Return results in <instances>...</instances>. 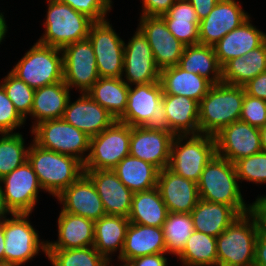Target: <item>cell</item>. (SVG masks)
Segmentation results:
<instances>
[{
	"label": "cell",
	"instance_id": "obj_40",
	"mask_svg": "<svg viewBox=\"0 0 266 266\" xmlns=\"http://www.w3.org/2000/svg\"><path fill=\"white\" fill-rule=\"evenodd\" d=\"M0 179L28 161V150L19 132L0 134Z\"/></svg>",
	"mask_w": 266,
	"mask_h": 266
},
{
	"label": "cell",
	"instance_id": "obj_47",
	"mask_svg": "<svg viewBox=\"0 0 266 266\" xmlns=\"http://www.w3.org/2000/svg\"><path fill=\"white\" fill-rule=\"evenodd\" d=\"M176 0H142L141 16H161L165 14Z\"/></svg>",
	"mask_w": 266,
	"mask_h": 266
},
{
	"label": "cell",
	"instance_id": "obj_53",
	"mask_svg": "<svg viewBox=\"0 0 266 266\" xmlns=\"http://www.w3.org/2000/svg\"><path fill=\"white\" fill-rule=\"evenodd\" d=\"M8 214L11 215L12 213L6 206L3 196L2 186L0 183V223L6 219Z\"/></svg>",
	"mask_w": 266,
	"mask_h": 266
},
{
	"label": "cell",
	"instance_id": "obj_17",
	"mask_svg": "<svg viewBox=\"0 0 266 266\" xmlns=\"http://www.w3.org/2000/svg\"><path fill=\"white\" fill-rule=\"evenodd\" d=\"M137 28L146 37L160 70L179 65L185 45L171 34L161 16H140Z\"/></svg>",
	"mask_w": 266,
	"mask_h": 266
},
{
	"label": "cell",
	"instance_id": "obj_30",
	"mask_svg": "<svg viewBox=\"0 0 266 266\" xmlns=\"http://www.w3.org/2000/svg\"><path fill=\"white\" fill-rule=\"evenodd\" d=\"M191 216L194 230L217 238L241 215L231 206L200 199Z\"/></svg>",
	"mask_w": 266,
	"mask_h": 266
},
{
	"label": "cell",
	"instance_id": "obj_32",
	"mask_svg": "<svg viewBox=\"0 0 266 266\" xmlns=\"http://www.w3.org/2000/svg\"><path fill=\"white\" fill-rule=\"evenodd\" d=\"M161 17L168 30L185 46L199 44V18L188 0H176Z\"/></svg>",
	"mask_w": 266,
	"mask_h": 266
},
{
	"label": "cell",
	"instance_id": "obj_24",
	"mask_svg": "<svg viewBox=\"0 0 266 266\" xmlns=\"http://www.w3.org/2000/svg\"><path fill=\"white\" fill-rule=\"evenodd\" d=\"M157 188L168 212L191 213L200 200L197 183L168 167L159 171Z\"/></svg>",
	"mask_w": 266,
	"mask_h": 266
},
{
	"label": "cell",
	"instance_id": "obj_25",
	"mask_svg": "<svg viewBox=\"0 0 266 266\" xmlns=\"http://www.w3.org/2000/svg\"><path fill=\"white\" fill-rule=\"evenodd\" d=\"M250 19L249 17L213 46L221 66L230 59L240 57L258 48L266 41V33L250 23Z\"/></svg>",
	"mask_w": 266,
	"mask_h": 266
},
{
	"label": "cell",
	"instance_id": "obj_6",
	"mask_svg": "<svg viewBox=\"0 0 266 266\" xmlns=\"http://www.w3.org/2000/svg\"><path fill=\"white\" fill-rule=\"evenodd\" d=\"M216 154L214 136L175 135L168 168L183 178L198 183L204 167Z\"/></svg>",
	"mask_w": 266,
	"mask_h": 266
},
{
	"label": "cell",
	"instance_id": "obj_8",
	"mask_svg": "<svg viewBox=\"0 0 266 266\" xmlns=\"http://www.w3.org/2000/svg\"><path fill=\"white\" fill-rule=\"evenodd\" d=\"M30 132L33 141L44 149L74 156L83 163L88 157L90 137L63 118L43 121Z\"/></svg>",
	"mask_w": 266,
	"mask_h": 266
},
{
	"label": "cell",
	"instance_id": "obj_41",
	"mask_svg": "<svg viewBox=\"0 0 266 266\" xmlns=\"http://www.w3.org/2000/svg\"><path fill=\"white\" fill-rule=\"evenodd\" d=\"M53 266H107L108 260L93 246L75 249H47Z\"/></svg>",
	"mask_w": 266,
	"mask_h": 266
},
{
	"label": "cell",
	"instance_id": "obj_4",
	"mask_svg": "<svg viewBox=\"0 0 266 266\" xmlns=\"http://www.w3.org/2000/svg\"><path fill=\"white\" fill-rule=\"evenodd\" d=\"M244 87L223 82L213 85L199 103L200 134L215 136L240 120Z\"/></svg>",
	"mask_w": 266,
	"mask_h": 266
},
{
	"label": "cell",
	"instance_id": "obj_20",
	"mask_svg": "<svg viewBox=\"0 0 266 266\" xmlns=\"http://www.w3.org/2000/svg\"><path fill=\"white\" fill-rule=\"evenodd\" d=\"M160 126L174 135H198L199 103L185 96L163 94Z\"/></svg>",
	"mask_w": 266,
	"mask_h": 266
},
{
	"label": "cell",
	"instance_id": "obj_52",
	"mask_svg": "<svg viewBox=\"0 0 266 266\" xmlns=\"http://www.w3.org/2000/svg\"><path fill=\"white\" fill-rule=\"evenodd\" d=\"M254 203V210L259 214L262 228L266 231V195L257 196Z\"/></svg>",
	"mask_w": 266,
	"mask_h": 266
},
{
	"label": "cell",
	"instance_id": "obj_28",
	"mask_svg": "<svg viewBox=\"0 0 266 266\" xmlns=\"http://www.w3.org/2000/svg\"><path fill=\"white\" fill-rule=\"evenodd\" d=\"M160 83L163 94L185 96L198 103L209 92L213 84L200 75L187 72L179 65L160 71Z\"/></svg>",
	"mask_w": 266,
	"mask_h": 266
},
{
	"label": "cell",
	"instance_id": "obj_45",
	"mask_svg": "<svg viewBox=\"0 0 266 266\" xmlns=\"http://www.w3.org/2000/svg\"><path fill=\"white\" fill-rule=\"evenodd\" d=\"M25 121L0 84V134L13 133L14 130L22 127Z\"/></svg>",
	"mask_w": 266,
	"mask_h": 266
},
{
	"label": "cell",
	"instance_id": "obj_38",
	"mask_svg": "<svg viewBox=\"0 0 266 266\" xmlns=\"http://www.w3.org/2000/svg\"><path fill=\"white\" fill-rule=\"evenodd\" d=\"M178 258L182 266H217L216 237L194 230Z\"/></svg>",
	"mask_w": 266,
	"mask_h": 266
},
{
	"label": "cell",
	"instance_id": "obj_43",
	"mask_svg": "<svg viewBox=\"0 0 266 266\" xmlns=\"http://www.w3.org/2000/svg\"><path fill=\"white\" fill-rule=\"evenodd\" d=\"M238 180L255 184L266 183V152L241 158L235 163Z\"/></svg>",
	"mask_w": 266,
	"mask_h": 266
},
{
	"label": "cell",
	"instance_id": "obj_27",
	"mask_svg": "<svg viewBox=\"0 0 266 266\" xmlns=\"http://www.w3.org/2000/svg\"><path fill=\"white\" fill-rule=\"evenodd\" d=\"M157 253H166L163 228L130 223L123 250L117 259L130 261L140 256Z\"/></svg>",
	"mask_w": 266,
	"mask_h": 266
},
{
	"label": "cell",
	"instance_id": "obj_14",
	"mask_svg": "<svg viewBox=\"0 0 266 266\" xmlns=\"http://www.w3.org/2000/svg\"><path fill=\"white\" fill-rule=\"evenodd\" d=\"M7 208L12 214H31L38 201L39 184L31 164L26 161L0 179Z\"/></svg>",
	"mask_w": 266,
	"mask_h": 266
},
{
	"label": "cell",
	"instance_id": "obj_37",
	"mask_svg": "<svg viewBox=\"0 0 266 266\" xmlns=\"http://www.w3.org/2000/svg\"><path fill=\"white\" fill-rule=\"evenodd\" d=\"M129 87L122 78L100 77L87 94L118 120L126 110Z\"/></svg>",
	"mask_w": 266,
	"mask_h": 266
},
{
	"label": "cell",
	"instance_id": "obj_50",
	"mask_svg": "<svg viewBox=\"0 0 266 266\" xmlns=\"http://www.w3.org/2000/svg\"><path fill=\"white\" fill-rule=\"evenodd\" d=\"M167 253H157L152 255H145L130 260L133 266H168L165 257Z\"/></svg>",
	"mask_w": 266,
	"mask_h": 266
},
{
	"label": "cell",
	"instance_id": "obj_58",
	"mask_svg": "<svg viewBox=\"0 0 266 266\" xmlns=\"http://www.w3.org/2000/svg\"><path fill=\"white\" fill-rule=\"evenodd\" d=\"M118 261L123 262V265L120 266H133V264L130 261H125V260H118ZM107 266H112V263L111 265L108 264Z\"/></svg>",
	"mask_w": 266,
	"mask_h": 266
},
{
	"label": "cell",
	"instance_id": "obj_36",
	"mask_svg": "<svg viewBox=\"0 0 266 266\" xmlns=\"http://www.w3.org/2000/svg\"><path fill=\"white\" fill-rule=\"evenodd\" d=\"M167 214V207L155 187L134 193L128 219L130 223L163 227Z\"/></svg>",
	"mask_w": 266,
	"mask_h": 266
},
{
	"label": "cell",
	"instance_id": "obj_7",
	"mask_svg": "<svg viewBox=\"0 0 266 266\" xmlns=\"http://www.w3.org/2000/svg\"><path fill=\"white\" fill-rule=\"evenodd\" d=\"M11 72L34 90L63 81L62 49L37 41Z\"/></svg>",
	"mask_w": 266,
	"mask_h": 266
},
{
	"label": "cell",
	"instance_id": "obj_19",
	"mask_svg": "<svg viewBox=\"0 0 266 266\" xmlns=\"http://www.w3.org/2000/svg\"><path fill=\"white\" fill-rule=\"evenodd\" d=\"M249 17L240 1L219 0L208 16L199 22V44L214 46Z\"/></svg>",
	"mask_w": 266,
	"mask_h": 266
},
{
	"label": "cell",
	"instance_id": "obj_12",
	"mask_svg": "<svg viewBox=\"0 0 266 266\" xmlns=\"http://www.w3.org/2000/svg\"><path fill=\"white\" fill-rule=\"evenodd\" d=\"M63 81L70 88L87 93L100 78L93 47L88 38L74 42L62 49Z\"/></svg>",
	"mask_w": 266,
	"mask_h": 266
},
{
	"label": "cell",
	"instance_id": "obj_23",
	"mask_svg": "<svg viewBox=\"0 0 266 266\" xmlns=\"http://www.w3.org/2000/svg\"><path fill=\"white\" fill-rule=\"evenodd\" d=\"M70 99L69 97L63 119L90 138L107 129L116 120L87 93H81L73 103Z\"/></svg>",
	"mask_w": 266,
	"mask_h": 266
},
{
	"label": "cell",
	"instance_id": "obj_26",
	"mask_svg": "<svg viewBox=\"0 0 266 266\" xmlns=\"http://www.w3.org/2000/svg\"><path fill=\"white\" fill-rule=\"evenodd\" d=\"M58 239L47 241V249H75L94 245V221L61 210L58 217Z\"/></svg>",
	"mask_w": 266,
	"mask_h": 266
},
{
	"label": "cell",
	"instance_id": "obj_48",
	"mask_svg": "<svg viewBox=\"0 0 266 266\" xmlns=\"http://www.w3.org/2000/svg\"><path fill=\"white\" fill-rule=\"evenodd\" d=\"M243 87L246 94L266 101V71L251 79Z\"/></svg>",
	"mask_w": 266,
	"mask_h": 266
},
{
	"label": "cell",
	"instance_id": "obj_49",
	"mask_svg": "<svg viewBox=\"0 0 266 266\" xmlns=\"http://www.w3.org/2000/svg\"><path fill=\"white\" fill-rule=\"evenodd\" d=\"M253 266H266V231L263 228L256 238Z\"/></svg>",
	"mask_w": 266,
	"mask_h": 266
},
{
	"label": "cell",
	"instance_id": "obj_15",
	"mask_svg": "<svg viewBox=\"0 0 266 266\" xmlns=\"http://www.w3.org/2000/svg\"><path fill=\"white\" fill-rule=\"evenodd\" d=\"M174 136L160 125L131 127L129 154L162 170L169 166Z\"/></svg>",
	"mask_w": 266,
	"mask_h": 266
},
{
	"label": "cell",
	"instance_id": "obj_31",
	"mask_svg": "<svg viewBox=\"0 0 266 266\" xmlns=\"http://www.w3.org/2000/svg\"><path fill=\"white\" fill-rule=\"evenodd\" d=\"M129 224L127 217L114 215H105L94 221L93 247L108 260V264L117 251L118 256L121 255Z\"/></svg>",
	"mask_w": 266,
	"mask_h": 266
},
{
	"label": "cell",
	"instance_id": "obj_55",
	"mask_svg": "<svg viewBox=\"0 0 266 266\" xmlns=\"http://www.w3.org/2000/svg\"><path fill=\"white\" fill-rule=\"evenodd\" d=\"M4 247H5L4 221H2L0 223V261L4 260Z\"/></svg>",
	"mask_w": 266,
	"mask_h": 266
},
{
	"label": "cell",
	"instance_id": "obj_9",
	"mask_svg": "<svg viewBox=\"0 0 266 266\" xmlns=\"http://www.w3.org/2000/svg\"><path fill=\"white\" fill-rule=\"evenodd\" d=\"M131 126L115 120L107 129L90 138L84 170L113 169L130 152Z\"/></svg>",
	"mask_w": 266,
	"mask_h": 266
},
{
	"label": "cell",
	"instance_id": "obj_5",
	"mask_svg": "<svg viewBox=\"0 0 266 266\" xmlns=\"http://www.w3.org/2000/svg\"><path fill=\"white\" fill-rule=\"evenodd\" d=\"M48 3L44 34L39 43L63 49L74 42L88 38L92 19L75 11L58 0H46Z\"/></svg>",
	"mask_w": 266,
	"mask_h": 266
},
{
	"label": "cell",
	"instance_id": "obj_51",
	"mask_svg": "<svg viewBox=\"0 0 266 266\" xmlns=\"http://www.w3.org/2000/svg\"><path fill=\"white\" fill-rule=\"evenodd\" d=\"M194 7L199 21L205 19L219 0H188Z\"/></svg>",
	"mask_w": 266,
	"mask_h": 266
},
{
	"label": "cell",
	"instance_id": "obj_3",
	"mask_svg": "<svg viewBox=\"0 0 266 266\" xmlns=\"http://www.w3.org/2000/svg\"><path fill=\"white\" fill-rule=\"evenodd\" d=\"M261 228V219L254 209L239 216L216 238L217 266H253Z\"/></svg>",
	"mask_w": 266,
	"mask_h": 266
},
{
	"label": "cell",
	"instance_id": "obj_18",
	"mask_svg": "<svg viewBox=\"0 0 266 266\" xmlns=\"http://www.w3.org/2000/svg\"><path fill=\"white\" fill-rule=\"evenodd\" d=\"M214 137L217 155L233 164L262 151L259 128L240 120L224 127Z\"/></svg>",
	"mask_w": 266,
	"mask_h": 266
},
{
	"label": "cell",
	"instance_id": "obj_57",
	"mask_svg": "<svg viewBox=\"0 0 266 266\" xmlns=\"http://www.w3.org/2000/svg\"><path fill=\"white\" fill-rule=\"evenodd\" d=\"M0 266H21V265L15 263V262L2 260V261H0Z\"/></svg>",
	"mask_w": 266,
	"mask_h": 266
},
{
	"label": "cell",
	"instance_id": "obj_1",
	"mask_svg": "<svg viewBox=\"0 0 266 266\" xmlns=\"http://www.w3.org/2000/svg\"><path fill=\"white\" fill-rule=\"evenodd\" d=\"M238 181L235 165L216 154L197 183L200 199L231 206L240 215L247 214L254 209V203H245Z\"/></svg>",
	"mask_w": 266,
	"mask_h": 266
},
{
	"label": "cell",
	"instance_id": "obj_16",
	"mask_svg": "<svg viewBox=\"0 0 266 266\" xmlns=\"http://www.w3.org/2000/svg\"><path fill=\"white\" fill-rule=\"evenodd\" d=\"M160 71L146 37L137 28L128 43H124L122 79L129 86L155 83L160 81Z\"/></svg>",
	"mask_w": 266,
	"mask_h": 266
},
{
	"label": "cell",
	"instance_id": "obj_13",
	"mask_svg": "<svg viewBox=\"0 0 266 266\" xmlns=\"http://www.w3.org/2000/svg\"><path fill=\"white\" fill-rule=\"evenodd\" d=\"M163 90L160 81L129 87L127 107L118 121L136 126H159Z\"/></svg>",
	"mask_w": 266,
	"mask_h": 266
},
{
	"label": "cell",
	"instance_id": "obj_56",
	"mask_svg": "<svg viewBox=\"0 0 266 266\" xmlns=\"http://www.w3.org/2000/svg\"><path fill=\"white\" fill-rule=\"evenodd\" d=\"M262 151L266 152V124L259 128Z\"/></svg>",
	"mask_w": 266,
	"mask_h": 266
},
{
	"label": "cell",
	"instance_id": "obj_35",
	"mask_svg": "<svg viewBox=\"0 0 266 266\" xmlns=\"http://www.w3.org/2000/svg\"><path fill=\"white\" fill-rule=\"evenodd\" d=\"M179 66L210 81L213 85L222 82V66L219 64L213 46H185Z\"/></svg>",
	"mask_w": 266,
	"mask_h": 266
},
{
	"label": "cell",
	"instance_id": "obj_44",
	"mask_svg": "<svg viewBox=\"0 0 266 266\" xmlns=\"http://www.w3.org/2000/svg\"><path fill=\"white\" fill-rule=\"evenodd\" d=\"M67 4L75 11L82 13L92 19L94 22H100L107 19V14L112 10V0H58Z\"/></svg>",
	"mask_w": 266,
	"mask_h": 266
},
{
	"label": "cell",
	"instance_id": "obj_11",
	"mask_svg": "<svg viewBox=\"0 0 266 266\" xmlns=\"http://www.w3.org/2000/svg\"><path fill=\"white\" fill-rule=\"evenodd\" d=\"M88 39L96 57L99 77L122 78L125 41L113 29L110 21L94 22Z\"/></svg>",
	"mask_w": 266,
	"mask_h": 266
},
{
	"label": "cell",
	"instance_id": "obj_2",
	"mask_svg": "<svg viewBox=\"0 0 266 266\" xmlns=\"http://www.w3.org/2000/svg\"><path fill=\"white\" fill-rule=\"evenodd\" d=\"M28 162L43 191L53 197H57L85 173L84 163L76 157L44 149L33 140L29 145Z\"/></svg>",
	"mask_w": 266,
	"mask_h": 266
},
{
	"label": "cell",
	"instance_id": "obj_22",
	"mask_svg": "<svg viewBox=\"0 0 266 266\" xmlns=\"http://www.w3.org/2000/svg\"><path fill=\"white\" fill-rule=\"evenodd\" d=\"M94 183L106 215L129 216L134 193L128 189L112 169L84 170Z\"/></svg>",
	"mask_w": 266,
	"mask_h": 266
},
{
	"label": "cell",
	"instance_id": "obj_42",
	"mask_svg": "<svg viewBox=\"0 0 266 266\" xmlns=\"http://www.w3.org/2000/svg\"><path fill=\"white\" fill-rule=\"evenodd\" d=\"M0 84L5 89L8 98L12 101L16 110L26 120L27 115L31 113L35 90L11 71L8 72L2 81L0 80Z\"/></svg>",
	"mask_w": 266,
	"mask_h": 266
},
{
	"label": "cell",
	"instance_id": "obj_46",
	"mask_svg": "<svg viewBox=\"0 0 266 266\" xmlns=\"http://www.w3.org/2000/svg\"><path fill=\"white\" fill-rule=\"evenodd\" d=\"M240 121L261 128L266 124V101L245 93Z\"/></svg>",
	"mask_w": 266,
	"mask_h": 266
},
{
	"label": "cell",
	"instance_id": "obj_54",
	"mask_svg": "<svg viewBox=\"0 0 266 266\" xmlns=\"http://www.w3.org/2000/svg\"><path fill=\"white\" fill-rule=\"evenodd\" d=\"M4 12H0V44L3 41V39H5V36L7 34V24L5 21V17H4Z\"/></svg>",
	"mask_w": 266,
	"mask_h": 266
},
{
	"label": "cell",
	"instance_id": "obj_33",
	"mask_svg": "<svg viewBox=\"0 0 266 266\" xmlns=\"http://www.w3.org/2000/svg\"><path fill=\"white\" fill-rule=\"evenodd\" d=\"M266 71V41L258 48L240 57L230 59L222 66V82L244 86Z\"/></svg>",
	"mask_w": 266,
	"mask_h": 266
},
{
	"label": "cell",
	"instance_id": "obj_10",
	"mask_svg": "<svg viewBox=\"0 0 266 266\" xmlns=\"http://www.w3.org/2000/svg\"><path fill=\"white\" fill-rule=\"evenodd\" d=\"M29 215L16 213L4 220V260L22 265L41 250L47 255V241L39 239L38 231L29 222Z\"/></svg>",
	"mask_w": 266,
	"mask_h": 266
},
{
	"label": "cell",
	"instance_id": "obj_34",
	"mask_svg": "<svg viewBox=\"0 0 266 266\" xmlns=\"http://www.w3.org/2000/svg\"><path fill=\"white\" fill-rule=\"evenodd\" d=\"M112 170L133 193L157 187L160 170L130 154L124 157Z\"/></svg>",
	"mask_w": 266,
	"mask_h": 266
},
{
	"label": "cell",
	"instance_id": "obj_39",
	"mask_svg": "<svg viewBox=\"0 0 266 266\" xmlns=\"http://www.w3.org/2000/svg\"><path fill=\"white\" fill-rule=\"evenodd\" d=\"M162 228L166 253L178 257L194 231L191 213L168 212Z\"/></svg>",
	"mask_w": 266,
	"mask_h": 266
},
{
	"label": "cell",
	"instance_id": "obj_29",
	"mask_svg": "<svg viewBox=\"0 0 266 266\" xmlns=\"http://www.w3.org/2000/svg\"><path fill=\"white\" fill-rule=\"evenodd\" d=\"M69 97L70 88L64 81L36 89L29 115L34 119L31 128L46 120L63 118Z\"/></svg>",
	"mask_w": 266,
	"mask_h": 266
},
{
	"label": "cell",
	"instance_id": "obj_21",
	"mask_svg": "<svg viewBox=\"0 0 266 266\" xmlns=\"http://www.w3.org/2000/svg\"><path fill=\"white\" fill-rule=\"evenodd\" d=\"M56 198L62 204L61 210L64 212L93 221L106 215L96 187L85 173Z\"/></svg>",
	"mask_w": 266,
	"mask_h": 266
}]
</instances>
